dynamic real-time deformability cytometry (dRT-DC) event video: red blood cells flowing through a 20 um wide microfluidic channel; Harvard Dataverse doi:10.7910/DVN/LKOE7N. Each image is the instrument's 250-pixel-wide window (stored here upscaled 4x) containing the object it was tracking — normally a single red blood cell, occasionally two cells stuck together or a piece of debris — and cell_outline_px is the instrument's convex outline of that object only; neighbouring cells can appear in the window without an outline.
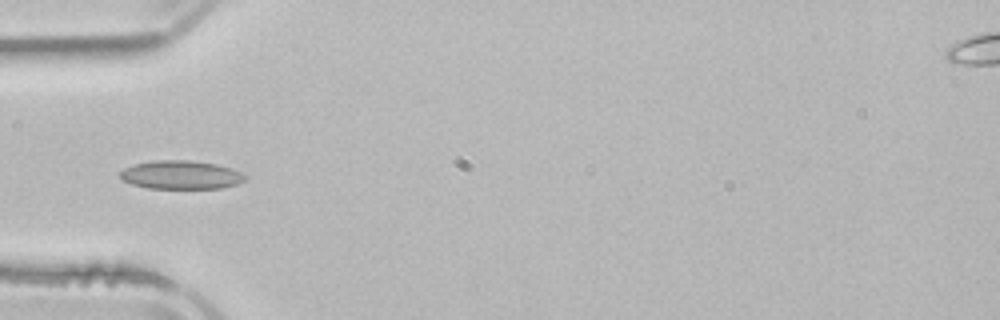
{"species": "common noctule bat (a hibernating species)", "species_latin": "Nyctalus noctula", "temperature_condition": "room temperature", "stored_images_in_passage": 4, "camera_frame_rate_fps": 3000, "um_per_image_px": 0.085, "animal": {"sex": "male", "body_mass_g": 21.5, "forearm_length_mm": 52.0}, "frame": {"image": 1, "passage_image": 4, "time_ms": 5.667, "image_size_px": [1000, 320], "cell_outline_px": [[248, 176], [244, 180], [236, 184], [220, 188], [148, 188], [132, 184], [120, 180], [120, 172], [124, 168], [132, 164], [152, 160], [192, 160], [216, 164], [232, 168]], "centroid_in_image_um": [15.35, 14.85], "position_along_channel_um": 69.7, "area_um2": 20.92}}